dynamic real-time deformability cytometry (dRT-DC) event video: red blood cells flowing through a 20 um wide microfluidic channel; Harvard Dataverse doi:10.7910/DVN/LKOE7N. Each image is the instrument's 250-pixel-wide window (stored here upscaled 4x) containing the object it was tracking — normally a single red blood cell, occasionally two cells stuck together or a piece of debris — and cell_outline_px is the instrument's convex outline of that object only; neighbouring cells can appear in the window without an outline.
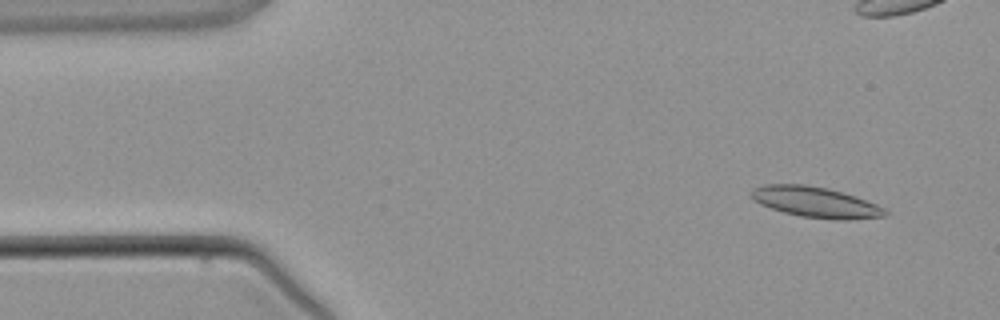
{"species": "common noctule bat (a hibernating species)", "species_latin": "Nyctalus noctula", "temperature_condition": "warm", "stored_images_in_passage": 4, "camera_frame_rate_fps": 3000, "um_per_image_px": 0.085, "animal": {"sex": "male", "body_mass_g": 21.5, "forearm_length_mm": 52.0}, "frame": {"image": 1, "passage_image": 1, "time_ms": 0.0, "image_size_px": [1000, 320], "cell_outline_px": [[888, 216], [848, 220], [836, 220], [800, 216], [784, 212], [760, 204], [752, 200], [752, 188], [764, 184], [804, 184], [828, 188], [844, 192], [856, 196], [876, 204], [884, 208], [888, 212]], "centroid_in_image_um": [69.35, 17.18], "position_along_channel_um": 15.7, "area_um2": 24.04}}
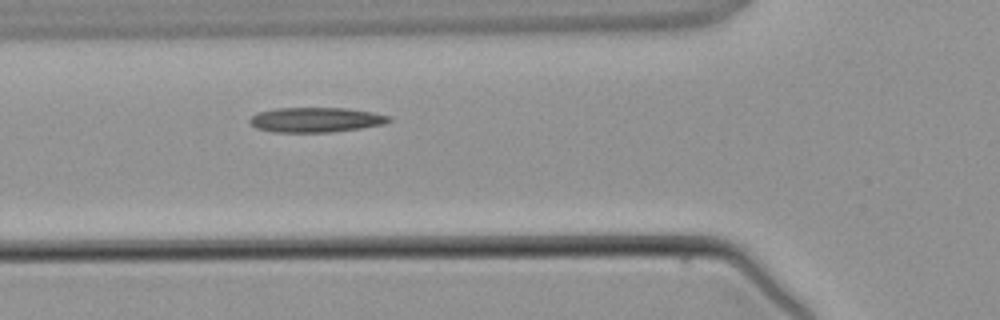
{"frame": {"image": 2, "passage_image": 4, "time_ms": 4.667, "image_size_px": [1000, 320], "cell_outline_px": [[392, 120], [384, 124], [360, 128], [328, 132], [272, 132], [256, 128], [248, 120], [256, 112], [276, 108], [348, 108], [372, 112], [392, 116]], "centroid_in_image_um": [26.84, 10.17], "position_along_channel_um": 99.0, "area_um2": 20.23}}